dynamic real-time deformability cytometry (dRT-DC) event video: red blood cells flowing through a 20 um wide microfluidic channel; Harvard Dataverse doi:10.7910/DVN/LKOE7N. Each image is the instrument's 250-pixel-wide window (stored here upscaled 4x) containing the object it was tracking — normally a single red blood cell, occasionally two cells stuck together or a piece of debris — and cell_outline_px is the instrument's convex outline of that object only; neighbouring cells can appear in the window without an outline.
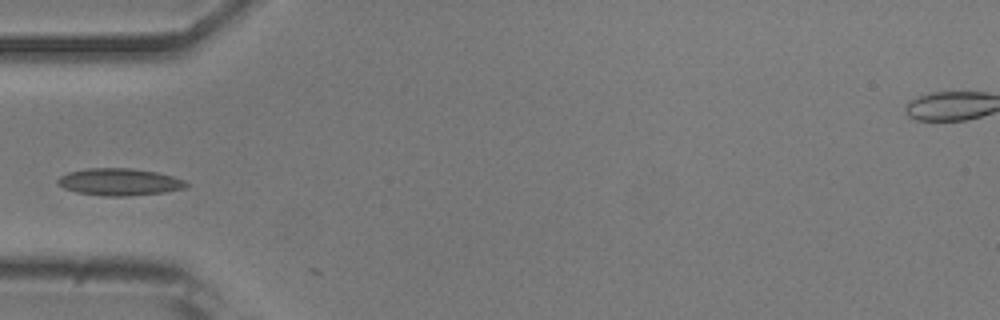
{"species": "common noctule bat (a hibernating species)", "species_latin": "Nyctalus noctula", "temperature_condition": "room temperature", "stored_images_in_passage": 2, "camera_frame_rate_fps": 3000, "um_per_image_px": 0.085, "animal": {"sex": "male", "body_mass_g": 20.5, "forearm_length_mm": 52.5}, "frame": {"image": 1, "passage_image": 1, "time_ms": 0.0, "image_size_px": [1000, 320], "cell_outline_px": [[188, 184], [184, 188], [164, 192], [124, 196], [104, 196], [76, 192], [64, 188], [56, 180], [60, 176], [68, 172], [88, 168], [132, 168], [156, 172], [172, 176], [184, 180]], "centroid_in_image_um": [10.13, 15.46], "position_along_channel_um": 74.9, "area_um2": 20.11}}